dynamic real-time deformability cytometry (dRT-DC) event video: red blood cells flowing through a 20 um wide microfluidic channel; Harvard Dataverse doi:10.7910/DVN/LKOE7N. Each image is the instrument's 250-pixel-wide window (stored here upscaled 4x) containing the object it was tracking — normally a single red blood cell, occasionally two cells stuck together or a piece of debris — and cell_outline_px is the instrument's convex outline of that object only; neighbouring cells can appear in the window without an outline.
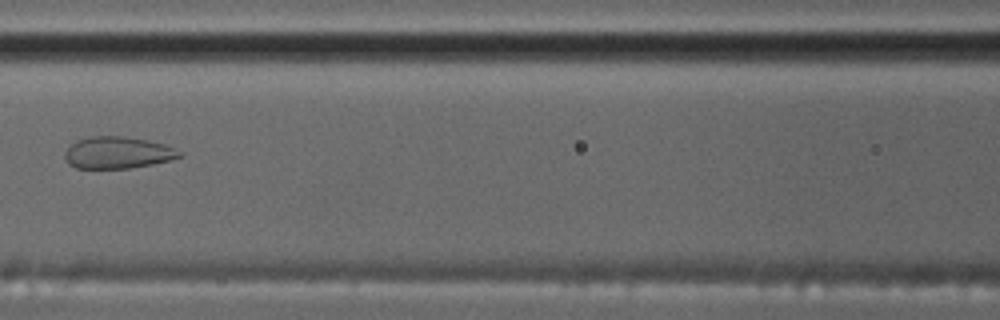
{"species": "common noctule bat (a hibernating species)", "species_latin": "Nyctalus noctula", "temperature_condition": "cold", "stored_images_in_passage": 6, "camera_frame_rate_fps": 3000, "um_per_image_px": 0.085, "animal": {"sex": "male", "body_mass_g": 17.5, "forearm_length_mm": 52.3}, "frame": {"image": 1, "passage_image": 3, "time_ms": 2.667, "image_size_px": [1000, 320], "cell_outline_px": [[184, 156], [172, 160], [152, 164], [128, 168], [76, 168], [68, 164], [64, 156], [64, 152], [76, 140], [92, 136], [120, 136], [144, 140], [164, 144], [184, 152]], "centroid_in_image_um": [10.02, 12.98], "position_along_channel_um": 156.6, "area_um2": 21.27}}